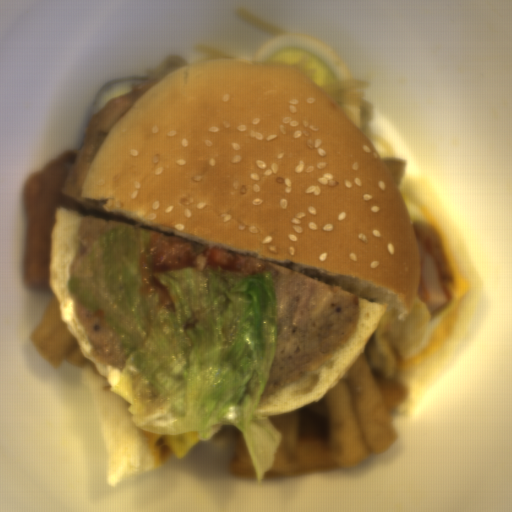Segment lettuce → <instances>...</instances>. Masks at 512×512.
I'll return each mask as SVG.
<instances>
[{
    "label": "lettuce",
    "instance_id": "obj_1",
    "mask_svg": "<svg viewBox=\"0 0 512 512\" xmlns=\"http://www.w3.org/2000/svg\"><path fill=\"white\" fill-rule=\"evenodd\" d=\"M154 233L120 226L94 240L65 288L111 325L128 355L110 389L129 403L137 430L196 433L206 442L221 427L241 431L261 492L282 433L257 413L280 334L270 268L222 266L152 274L170 304L142 293V255Z\"/></svg>",
    "mask_w": 512,
    "mask_h": 512
}]
</instances>
